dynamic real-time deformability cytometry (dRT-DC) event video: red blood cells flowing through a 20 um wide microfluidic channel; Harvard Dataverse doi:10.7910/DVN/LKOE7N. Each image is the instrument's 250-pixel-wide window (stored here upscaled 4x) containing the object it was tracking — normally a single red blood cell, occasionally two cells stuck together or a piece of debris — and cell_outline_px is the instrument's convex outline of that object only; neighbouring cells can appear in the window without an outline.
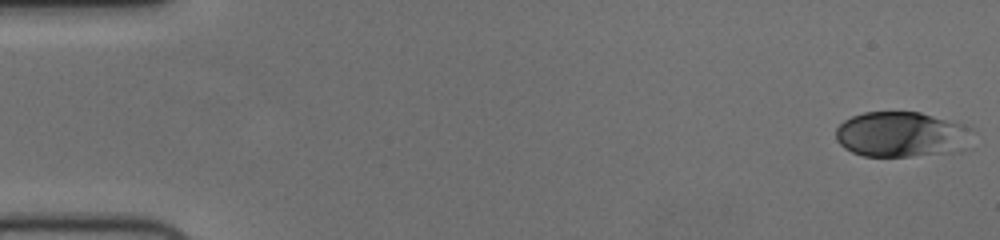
{"species": "human", "species_latin": "Homo sapiens", "temperature_condition": "cold", "stored_images_in_passage": 56, "camera_frame_rate_fps": 3000, "um_per_image_px": 0.085, "donor": {"sex": "female"}, "frame": {"image": 1, "passage_image": 1, "time_ms": 0.0, "image_size_px": [1000, 240], "cell_outline_px": [[972, 128], [952, 152], [912, 156], [864, 156], [852, 152], [844, 148], [836, 140], [836, 128], [844, 120], [852, 116], [864, 112], [920, 112], [960, 124]], "centroid_in_image_um": [76.44, 11.41], "position_along_channel_um": 8.6, "area_um2": 34.97}}
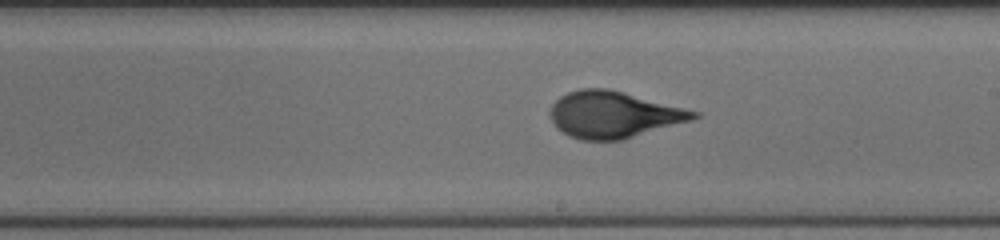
{"frame": {"image": 2, "passage_image": 32, "time_ms": 10.333, "image_size_px": [1000, 240], "cell_outline_px": [[700, 116], [692, 120], [624, 140], [580, 140], [568, 136], [556, 128], [548, 112], [552, 104], [560, 96], [568, 92], [580, 88], [608, 88], [624, 92], [700, 112]], "centroid_in_image_um": [52.13, 9.75], "position_along_channel_um": 236.9, "area_um2": 39.19}}
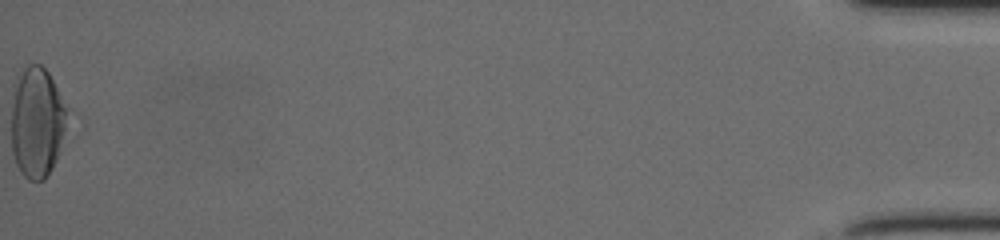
{"frame": {"image": 3, "passage_image": 56, "time_ms": 18.333, "image_size_px": [1000, 240], "cell_outline_px": [[68, 108], [64, 128], [56, 160], [52, 168], [44, 180], [28, 180], [20, 172], [16, 164], [12, 152], [12, 84], [16, 76], [28, 64], [40, 64], [48, 72]], "centroid_in_image_um": [3.1, 10.36], "position_along_channel_um": 432.1, "area_um2": 36.07}, "authors_computed_cell_mechanics": {"area_um2": 36.8764, "velocity_mm_per_s": 3.7205, "shape_relaxation_time_tau1_ms": 3.9111, "shape_relaxation_time_tau2_ms": null, "deformation_change_tau1": 0.1683, "deformation_change_tau2": null}}